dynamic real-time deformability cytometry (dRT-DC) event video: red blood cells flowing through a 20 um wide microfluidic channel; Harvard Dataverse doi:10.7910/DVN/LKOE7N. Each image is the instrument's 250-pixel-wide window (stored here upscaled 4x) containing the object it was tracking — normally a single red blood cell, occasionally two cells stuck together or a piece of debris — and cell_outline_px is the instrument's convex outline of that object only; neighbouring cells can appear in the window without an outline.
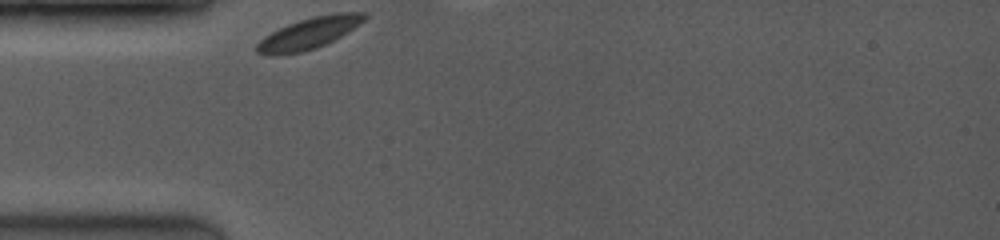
{"species": "common noctule bat (a hibernating species)", "species_latin": "Nyctalus noctula", "temperature_condition": "room temperature", "stored_images_in_passage": 26, "camera_frame_rate_fps": 3500, "um_per_image_px": 0.085, "animal": {"sex": "female", "body_mass_g": 19.0, "forearm_length_mm": 53.3}, "frame": {"image": 1, "passage_image": 1, "time_ms": 0.0, "image_size_px": [1000, 240], "cell_outline_px": [[368, 16], [364, 20], [348, 32], [316, 48], [300, 52], [280, 56], [272, 56], [256, 52], [256, 44], [264, 36], [288, 24], [312, 16], [336, 12], [364, 12]], "centroid_in_image_um": [26.24, 2.83], "position_along_channel_um": 58.8, "area_um2": 19.59}}
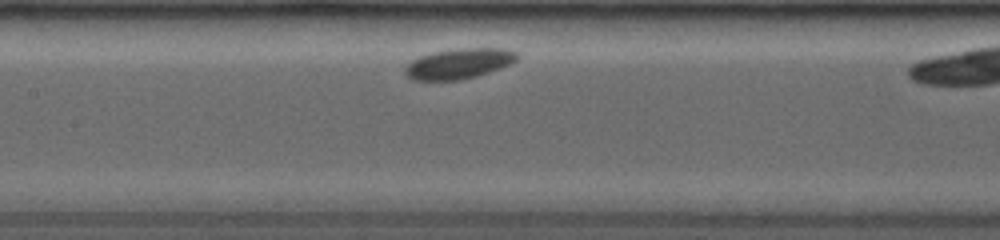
{"frame": {"image": 2, "passage_image": 21, "time_ms": 3.143, "image_size_px": [1000, 240], "cell_outline_px": [[520, 56], [516, 60], [500, 68], [476, 76], [460, 80], [412, 80], [404, 72], [404, 68], [412, 60], [420, 56], [432, 52], [456, 48], [504, 48], [516, 52]], "centroid_in_image_um": [38.99, 5.4], "position_along_channel_um": 168.4, "area_um2": 19.77}}